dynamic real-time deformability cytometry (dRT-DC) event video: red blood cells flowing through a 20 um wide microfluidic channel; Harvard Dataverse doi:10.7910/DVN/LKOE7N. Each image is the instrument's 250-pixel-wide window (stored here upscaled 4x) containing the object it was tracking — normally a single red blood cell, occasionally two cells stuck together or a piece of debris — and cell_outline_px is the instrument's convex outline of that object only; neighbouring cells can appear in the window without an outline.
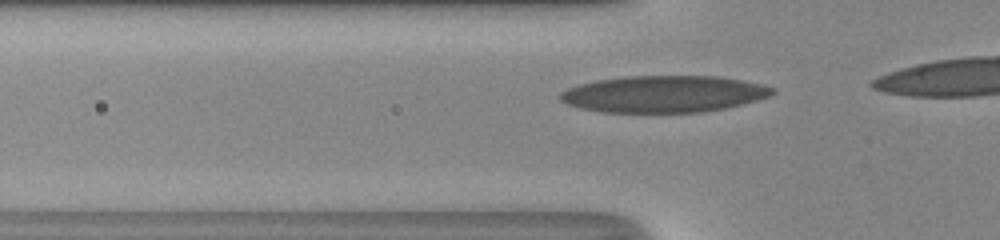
{"species": "human", "species_latin": "Homo sapiens", "temperature_condition": "room temperature", "stored_images_in_passage": 8, "camera_frame_rate_fps": 3000, "um_per_image_px": 0.085, "donor": {"sex": "male"}, "frame": {"image": 1, "passage_image": 2, "time_ms": 0.333, "image_size_px": [1000, 240], "cell_outline_px": [[776, 92], [768, 96], [744, 104], [704, 112], [600, 112], [580, 108], [568, 104], [560, 100], [560, 92], [568, 88], [580, 84], [596, 80], [628, 76], [716, 76], [740, 80], [760, 84], [776, 88]], "centroid_in_image_um": [56.42, 7.99], "position_along_channel_um": 69.4, "area_um2": 45.32}}
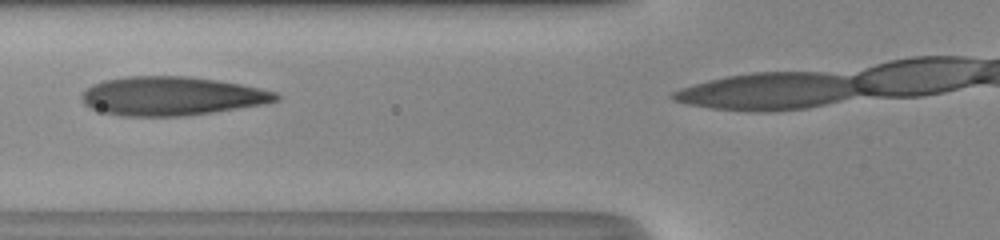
{"frame": {"image": 2, "passage_image": 5, "time_ms": 1.333, "image_size_px": [1000, 240], "cell_outline_px": [[280, 100], [264, 104], [212, 112], [184, 116], [120, 116], [104, 112], [92, 108], [84, 104], [80, 96], [92, 84], [104, 80], [128, 76], [184, 76], [216, 80], [240, 84], [260, 88], [276, 92], [280, 96]], "centroid_in_image_um": [14.59, 8.16], "position_along_channel_um": 111.2, "area_um2": 43.81}}